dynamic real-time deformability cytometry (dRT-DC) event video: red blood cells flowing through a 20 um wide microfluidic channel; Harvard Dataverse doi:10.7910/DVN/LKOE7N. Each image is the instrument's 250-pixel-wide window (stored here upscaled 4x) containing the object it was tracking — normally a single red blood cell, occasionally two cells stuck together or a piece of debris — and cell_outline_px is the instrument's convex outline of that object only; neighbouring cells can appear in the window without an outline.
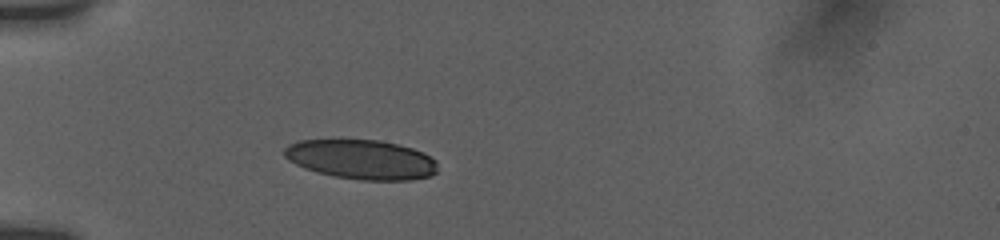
{"species": "human", "species_latin": "Homo sapiens", "temperature_condition": "room temperature", "stored_images_in_passage": 12, "camera_frame_rate_fps": 3000, "um_per_image_px": 0.085, "donor": {"sex": "female"}, "frame": {"image": 1, "passage_image": 1, "time_ms": 0.0, "image_size_px": [1000, 240], "cell_outline_px": [[436, 172], [428, 176], [412, 180], [360, 180], [336, 176], [316, 172], [304, 168], [288, 160], [284, 156], [284, 148], [288, 144], [300, 140], [380, 140], [412, 148], [436, 160]], "centroid_in_image_um": [30.68, 13.55], "position_along_channel_um": 54.3, "area_um2": 35.08}}
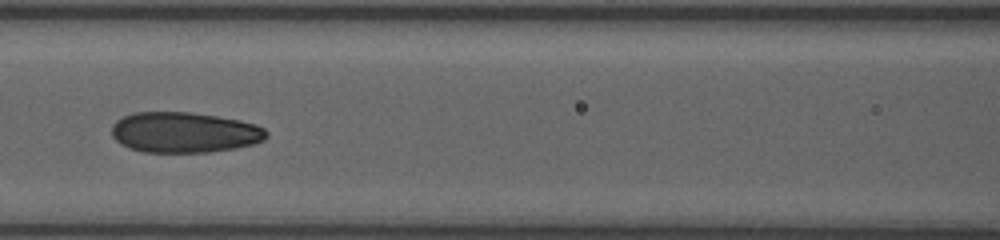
{"frame": {"image": 2, "passage_image": 6, "time_ms": 3.0, "image_size_px": [1000, 240], "cell_outline_px": [[268, 136], [264, 140], [252, 144], [236, 148], [208, 152], [144, 152], [128, 148], [120, 144], [112, 136], [112, 124], [116, 120], [132, 112], [188, 112], [216, 116], [240, 120], [256, 124], [264, 128], [268, 132]], "centroid_in_image_um": [15.66, 11.25], "position_along_channel_um": 150.9, "area_um2": 36.76}}
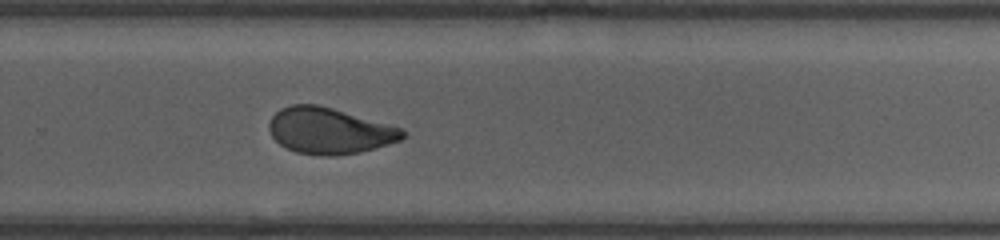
{"frame": {"image": 3, "passage_image": 12, "time_ms": 7.0, "image_size_px": [1000, 240], "cell_outline_px": [[404, 136], [400, 140], [376, 148], [360, 152], [332, 156], [328, 156], [296, 152], [280, 144], [272, 136], [268, 128], [268, 124], [272, 116], [280, 108], [292, 104], [316, 104], [332, 108], [404, 128]], "centroid_in_image_um": [27.99, 11.11], "position_along_channel_um": 301.8, "area_um2": 35.78}}